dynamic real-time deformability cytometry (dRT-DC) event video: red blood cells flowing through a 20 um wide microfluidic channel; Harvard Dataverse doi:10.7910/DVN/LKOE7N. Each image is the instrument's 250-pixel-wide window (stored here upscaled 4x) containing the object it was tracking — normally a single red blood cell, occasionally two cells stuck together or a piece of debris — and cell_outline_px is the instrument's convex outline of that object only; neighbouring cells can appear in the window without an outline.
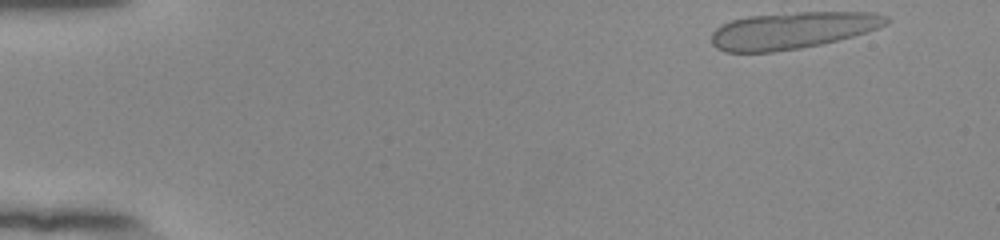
{"species": "human", "species_latin": "Homo sapiens", "temperature_condition": "room temperature", "stored_images_in_passage": 49, "camera_frame_rate_fps": 3000, "um_per_image_px": 0.085, "donor": {"sex": "female"}, "frame": {"image": 1, "passage_image": 1, "time_ms": 0.0, "image_size_px": [1000, 240], "cell_outline_px": [[888, 24], [852, 36], [820, 44], [800, 48], [772, 52], [724, 52], [716, 48], [712, 44], [712, 32], [720, 24], [732, 20], [748, 16], [796, 12], [872, 12], [888, 16]], "centroid_in_image_um": [67.31, 2.58], "position_along_channel_um": 17.7, "area_um2": 37.4}}
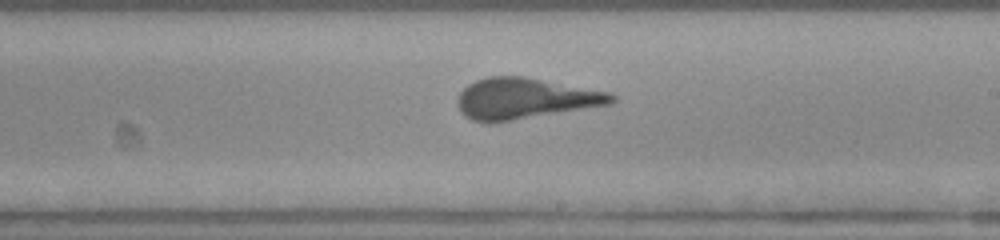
{"frame": {"image": 2, "passage_image": 28, "time_ms": 9.0, "image_size_px": [1000, 240], "cell_outline_px": [[616, 100], [612, 104], [496, 124], [488, 124], [472, 120], [464, 116], [456, 100], [460, 92], [468, 84], [476, 80], [488, 76], [524, 76], [612, 92], [616, 96]], "centroid_in_image_um": [44.64, 8.4], "position_along_channel_um": 244.4, "area_um2": 37.57}}
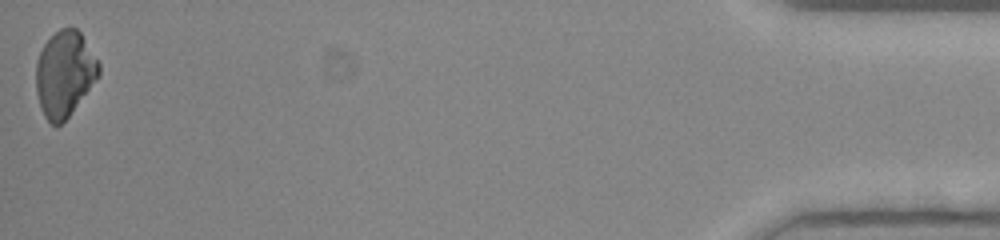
{"frame": {"image": 3, "passage_image": 49, "time_ms": 16.0, "image_size_px": [1000, 240], "cell_outline_px": [[100, 76], [68, 116], [60, 124], [52, 124], [44, 116], [36, 92], [36, 60], [44, 44], [60, 28], [76, 28], [80, 32], [100, 64]], "centroid_in_image_um": [5.49, 6.26], "position_along_channel_um": 429.7, "area_um2": 31.04}}